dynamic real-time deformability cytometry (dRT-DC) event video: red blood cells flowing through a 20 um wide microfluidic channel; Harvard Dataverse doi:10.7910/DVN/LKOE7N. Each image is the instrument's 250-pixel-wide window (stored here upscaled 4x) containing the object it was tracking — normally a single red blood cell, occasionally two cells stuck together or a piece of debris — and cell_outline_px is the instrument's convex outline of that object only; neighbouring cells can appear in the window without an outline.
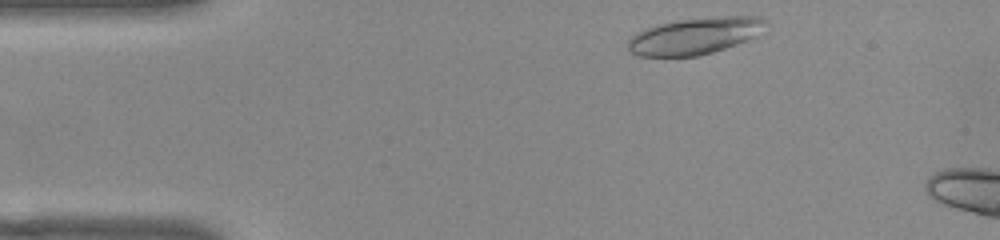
{"species": "common noctule bat (a hibernating species)", "species_latin": "Nyctalus noctula", "temperature_condition": "warm", "stored_images_in_passage": 8, "camera_frame_rate_fps": 3000, "um_per_image_px": 0.085, "animal": {"sex": "female", "body_mass_g": 22.0, "forearm_length_mm": 56.7}, "frame": {"image": 1, "passage_image": 2, "time_ms": 0.333, "image_size_px": [1000, 240], "cell_outline_px": [[768, 24], [756, 36], [736, 44], [712, 52], [696, 56], [636, 56], [628, 52], [628, 40], [632, 36], [648, 28], [660, 24], [680, 20], [720, 16], [756, 16], [768, 20]], "centroid_in_image_um": [59.08, 3.06], "position_along_channel_um": 25.9, "area_um2": 29.19}}